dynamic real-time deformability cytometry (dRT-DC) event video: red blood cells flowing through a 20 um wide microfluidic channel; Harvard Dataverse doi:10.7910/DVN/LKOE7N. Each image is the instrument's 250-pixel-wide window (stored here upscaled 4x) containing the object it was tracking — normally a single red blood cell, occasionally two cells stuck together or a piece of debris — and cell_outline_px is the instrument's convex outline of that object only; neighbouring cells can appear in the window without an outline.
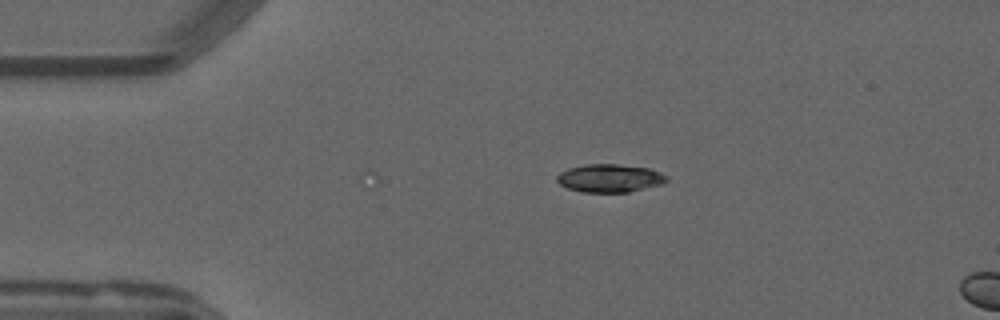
{"species": "common noctule bat (a hibernating species)", "species_latin": "Nyctalus noctula", "temperature_condition": "warm", "stored_images_in_passage": 2, "camera_frame_rate_fps": 3000, "um_per_image_px": 0.085, "animal": {"sex": "male", "forearm_length_mm": 52.5}, "frame": {"image": 1, "passage_image": 2, "time_ms": 0.333, "image_size_px": [1000, 320], "cell_outline_px": [[668, 180], [660, 184], [628, 192], [580, 192], [568, 188], [560, 184], [556, 180], [556, 176], [560, 172], [568, 168], [588, 164], [616, 164], [648, 168], [660, 172], [668, 176]], "centroid_in_image_um": [51.8, 15.14], "position_along_channel_um": 33.2, "area_um2": 17.86}}